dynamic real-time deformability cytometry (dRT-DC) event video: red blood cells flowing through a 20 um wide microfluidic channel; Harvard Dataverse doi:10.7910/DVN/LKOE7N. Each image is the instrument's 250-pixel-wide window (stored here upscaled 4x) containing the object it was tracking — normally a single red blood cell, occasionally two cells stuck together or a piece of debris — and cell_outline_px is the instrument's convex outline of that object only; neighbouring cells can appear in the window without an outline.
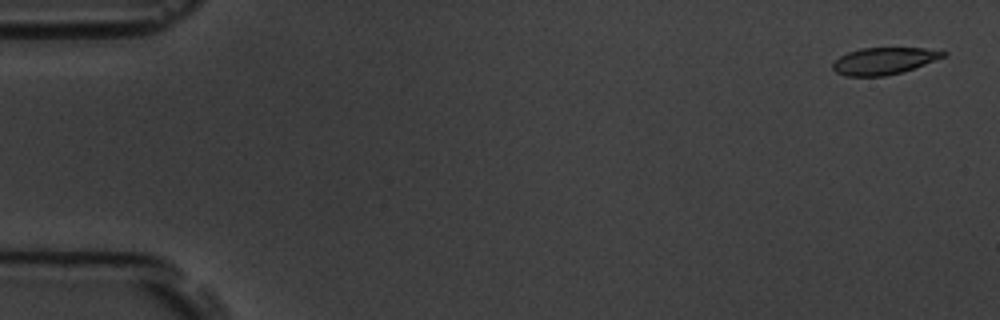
{"species": "common noctule bat (a hibernating species)", "species_latin": "Nyctalus noctula", "temperature_condition": "room temperature", "stored_images_in_passage": 6, "camera_frame_rate_fps": 3000, "um_per_image_px": 0.085, "animal": {"sex": "male", "body_mass_g": 19.5, "forearm_length_mm": 54.6}, "frame": {"image": 1, "passage_image": 1, "time_ms": 0.0, "image_size_px": [1000, 320], "cell_outline_px": [[948, 52], [944, 56], [924, 64], [900, 72], [884, 76], [844, 76], [836, 72], [832, 68], [832, 64], [840, 56], [848, 52], [860, 48], [924, 48]], "centroid_in_image_um": [75.08, 5.17], "position_along_channel_um": 9.9, "area_um2": 17.05}}
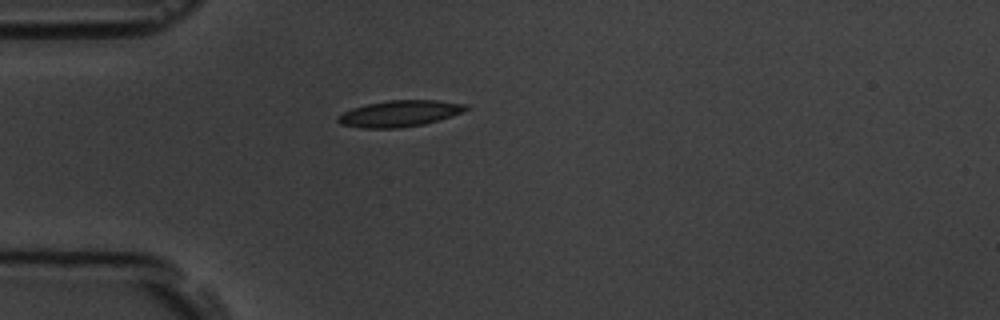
{"frame": {"image": 2, "passage_image": 5, "time_ms": 4.667, "image_size_px": [1000, 320], "cell_outline_px": [[472, 108], [452, 116], [424, 124], [400, 128], [360, 128], [340, 124], [336, 120], [336, 116], [352, 108], [368, 104], [388, 100], [436, 100], [468, 104]], "centroid_in_image_um": [33.98, 9.65], "position_along_channel_um": 51.0, "area_um2": 19.77}}